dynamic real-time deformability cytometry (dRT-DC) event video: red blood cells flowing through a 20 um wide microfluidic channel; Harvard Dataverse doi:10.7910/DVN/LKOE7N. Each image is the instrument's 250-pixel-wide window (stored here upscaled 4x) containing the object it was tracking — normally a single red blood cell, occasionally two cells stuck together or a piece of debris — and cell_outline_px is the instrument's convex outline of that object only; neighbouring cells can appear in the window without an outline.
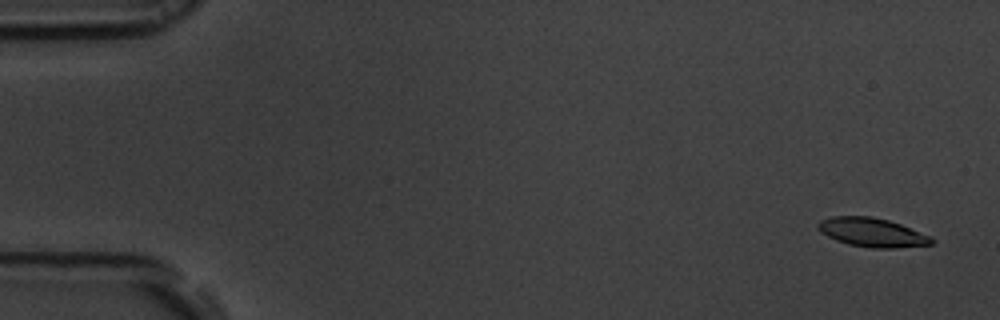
{"species": "common noctule bat (a hibernating species)", "species_latin": "Nyctalus noctula", "temperature_condition": "room temperature", "stored_images_in_passage": 54, "camera_frame_rate_fps": 3000, "um_per_image_px": 0.085, "animal": {"sex": "male", "body_mass_g": 19.5, "forearm_length_mm": 54.6}, "frame": {"image": 1, "passage_image": 1, "time_ms": 0.0, "image_size_px": [1000, 320], "cell_outline_px": [[936, 240], [932, 244], [896, 248], [872, 248], [848, 244], [836, 240], [820, 232], [816, 228], [816, 224], [820, 220], [832, 216], [872, 216], [888, 220], [900, 224], [932, 236]], "centroid_in_image_um": [74.13, 19.75], "position_along_channel_um": 10.9, "area_um2": 19.31}}
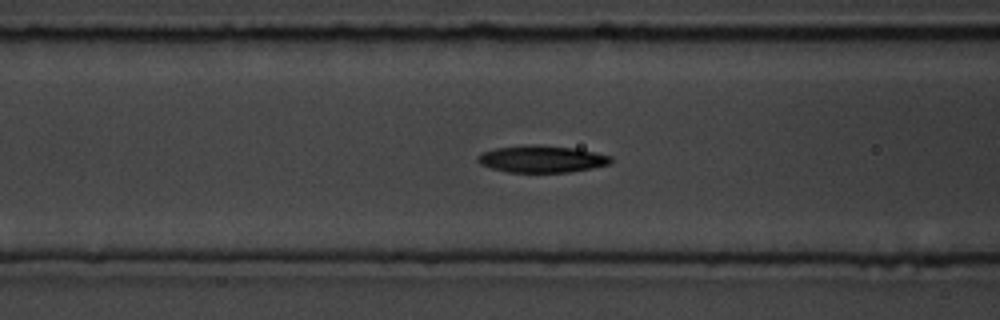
{"frame": {"image": 2, "passage_image": 21, "time_ms": 6.667, "image_size_px": [1000, 320], "cell_outline_px": [[612, 164], [592, 168], [568, 172], [508, 172], [492, 168], [480, 164], [476, 160], [476, 156], [484, 152], [496, 148], [532, 144], [536, 144], [576, 148], [596, 152], [612, 156]], "centroid_in_image_um": [46.08, 13.51], "position_along_channel_um": 120.5, "area_um2": 21.04}}
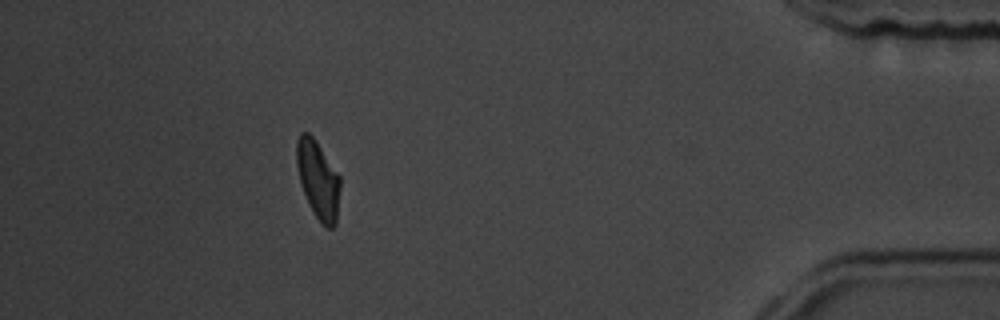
{"frame": {"image": 3, "passage_image": 49, "time_ms": 16.0, "image_size_px": [1000, 320], "cell_outline_px": [[340, 188], [336, 224], [332, 228], [324, 228], [320, 224], [312, 212], [300, 184], [296, 164], [296, 140], [300, 132], [308, 132], [312, 136], [340, 176]], "centroid_in_image_um": [27.02, 15.31], "position_along_channel_um": 408.2, "area_um2": 20.0}, "authors_computed_cell_mechanics": {"area_um2": 20.0277, "velocity_mm_per_s": 3.6538, "shape_relaxation_time_tau1_ms": 2.6811, "shape_relaxation_time_tau2_ms": 5.7101, "deformation_change_tau1": 0.1289, "deformation_change_tau2": 0.1331}}